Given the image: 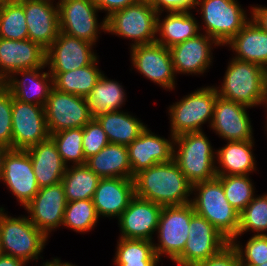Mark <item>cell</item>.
<instances>
[{"label": "cell", "instance_id": "obj_37", "mask_svg": "<svg viewBox=\"0 0 267 266\" xmlns=\"http://www.w3.org/2000/svg\"><path fill=\"white\" fill-rule=\"evenodd\" d=\"M266 235L267 231V193L255 195L254 199L239 213V228L236 237L247 232Z\"/></svg>", "mask_w": 267, "mask_h": 266}, {"label": "cell", "instance_id": "obj_19", "mask_svg": "<svg viewBox=\"0 0 267 266\" xmlns=\"http://www.w3.org/2000/svg\"><path fill=\"white\" fill-rule=\"evenodd\" d=\"M163 206L136 195L117 218L120 238L154 240Z\"/></svg>", "mask_w": 267, "mask_h": 266}, {"label": "cell", "instance_id": "obj_53", "mask_svg": "<svg viewBox=\"0 0 267 266\" xmlns=\"http://www.w3.org/2000/svg\"><path fill=\"white\" fill-rule=\"evenodd\" d=\"M62 266H77V265H75V264H72V262L71 263H69V262H62Z\"/></svg>", "mask_w": 267, "mask_h": 266}, {"label": "cell", "instance_id": "obj_10", "mask_svg": "<svg viewBox=\"0 0 267 266\" xmlns=\"http://www.w3.org/2000/svg\"><path fill=\"white\" fill-rule=\"evenodd\" d=\"M57 4L60 32L96 46L100 33H106V19L98 22L100 10L93 0H58Z\"/></svg>", "mask_w": 267, "mask_h": 266}, {"label": "cell", "instance_id": "obj_46", "mask_svg": "<svg viewBox=\"0 0 267 266\" xmlns=\"http://www.w3.org/2000/svg\"><path fill=\"white\" fill-rule=\"evenodd\" d=\"M139 0H93L98 9L105 12V19L112 13L122 10L123 8L132 5Z\"/></svg>", "mask_w": 267, "mask_h": 266}, {"label": "cell", "instance_id": "obj_20", "mask_svg": "<svg viewBox=\"0 0 267 266\" xmlns=\"http://www.w3.org/2000/svg\"><path fill=\"white\" fill-rule=\"evenodd\" d=\"M215 46L220 45L205 33H199L171 47L170 53L176 75H203L212 66L214 59L212 50L216 48Z\"/></svg>", "mask_w": 267, "mask_h": 266}, {"label": "cell", "instance_id": "obj_2", "mask_svg": "<svg viewBox=\"0 0 267 266\" xmlns=\"http://www.w3.org/2000/svg\"><path fill=\"white\" fill-rule=\"evenodd\" d=\"M221 86H215L218 96L251 108L265 106V69L257 64L230 58Z\"/></svg>", "mask_w": 267, "mask_h": 266}, {"label": "cell", "instance_id": "obj_21", "mask_svg": "<svg viewBox=\"0 0 267 266\" xmlns=\"http://www.w3.org/2000/svg\"><path fill=\"white\" fill-rule=\"evenodd\" d=\"M23 4L28 39L45 50L60 32L58 4L52 0H20ZM55 5V6H54Z\"/></svg>", "mask_w": 267, "mask_h": 266}, {"label": "cell", "instance_id": "obj_36", "mask_svg": "<svg viewBox=\"0 0 267 266\" xmlns=\"http://www.w3.org/2000/svg\"><path fill=\"white\" fill-rule=\"evenodd\" d=\"M99 219L92 199L76 200L67 202L62 226L86 234L94 230Z\"/></svg>", "mask_w": 267, "mask_h": 266}, {"label": "cell", "instance_id": "obj_6", "mask_svg": "<svg viewBox=\"0 0 267 266\" xmlns=\"http://www.w3.org/2000/svg\"><path fill=\"white\" fill-rule=\"evenodd\" d=\"M194 9L201 14V24L204 23L199 25L200 31L221 47L251 20L238 0H197Z\"/></svg>", "mask_w": 267, "mask_h": 266}, {"label": "cell", "instance_id": "obj_16", "mask_svg": "<svg viewBox=\"0 0 267 266\" xmlns=\"http://www.w3.org/2000/svg\"><path fill=\"white\" fill-rule=\"evenodd\" d=\"M67 200L62 183L42 187L24 207L29 220L48 238L63 225Z\"/></svg>", "mask_w": 267, "mask_h": 266}, {"label": "cell", "instance_id": "obj_12", "mask_svg": "<svg viewBox=\"0 0 267 266\" xmlns=\"http://www.w3.org/2000/svg\"><path fill=\"white\" fill-rule=\"evenodd\" d=\"M45 116L50 134L65 129L83 128L93 119L85 97L62 92L54 87L45 104Z\"/></svg>", "mask_w": 267, "mask_h": 266}, {"label": "cell", "instance_id": "obj_3", "mask_svg": "<svg viewBox=\"0 0 267 266\" xmlns=\"http://www.w3.org/2000/svg\"><path fill=\"white\" fill-rule=\"evenodd\" d=\"M191 204L195 213L208 220L229 242L237 235L239 212L231 206L221 181L211 180L192 185Z\"/></svg>", "mask_w": 267, "mask_h": 266}, {"label": "cell", "instance_id": "obj_14", "mask_svg": "<svg viewBox=\"0 0 267 266\" xmlns=\"http://www.w3.org/2000/svg\"><path fill=\"white\" fill-rule=\"evenodd\" d=\"M49 137L45 107L12 96V149L26 150Z\"/></svg>", "mask_w": 267, "mask_h": 266}, {"label": "cell", "instance_id": "obj_24", "mask_svg": "<svg viewBox=\"0 0 267 266\" xmlns=\"http://www.w3.org/2000/svg\"><path fill=\"white\" fill-rule=\"evenodd\" d=\"M45 68L47 66L16 71L4 80L2 84L14 98L22 102L45 107L53 87V77L49 71H43ZM19 75L22 79H20Z\"/></svg>", "mask_w": 267, "mask_h": 266}, {"label": "cell", "instance_id": "obj_41", "mask_svg": "<svg viewBox=\"0 0 267 266\" xmlns=\"http://www.w3.org/2000/svg\"><path fill=\"white\" fill-rule=\"evenodd\" d=\"M230 243L238 253L240 266H259L267 262V234H253L245 245L238 240Z\"/></svg>", "mask_w": 267, "mask_h": 266}, {"label": "cell", "instance_id": "obj_44", "mask_svg": "<svg viewBox=\"0 0 267 266\" xmlns=\"http://www.w3.org/2000/svg\"><path fill=\"white\" fill-rule=\"evenodd\" d=\"M197 266H240L236 249L229 243L218 254L208 258Z\"/></svg>", "mask_w": 267, "mask_h": 266}, {"label": "cell", "instance_id": "obj_52", "mask_svg": "<svg viewBox=\"0 0 267 266\" xmlns=\"http://www.w3.org/2000/svg\"><path fill=\"white\" fill-rule=\"evenodd\" d=\"M265 91H266V97H267V67L265 68Z\"/></svg>", "mask_w": 267, "mask_h": 266}, {"label": "cell", "instance_id": "obj_4", "mask_svg": "<svg viewBox=\"0 0 267 266\" xmlns=\"http://www.w3.org/2000/svg\"><path fill=\"white\" fill-rule=\"evenodd\" d=\"M173 159L192 185L216 177V149L203 131L175 137Z\"/></svg>", "mask_w": 267, "mask_h": 266}, {"label": "cell", "instance_id": "obj_55", "mask_svg": "<svg viewBox=\"0 0 267 266\" xmlns=\"http://www.w3.org/2000/svg\"><path fill=\"white\" fill-rule=\"evenodd\" d=\"M266 112H267V110H266ZM266 116H267V115H266ZM266 119H267V118H266ZM265 123H266V125L264 126V128L266 127V128H265V129H266L265 131H267V120H266ZM266 133H267V132H266Z\"/></svg>", "mask_w": 267, "mask_h": 266}, {"label": "cell", "instance_id": "obj_15", "mask_svg": "<svg viewBox=\"0 0 267 266\" xmlns=\"http://www.w3.org/2000/svg\"><path fill=\"white\" fill-rule=\"evenodd\" d=\"M3 182L22 207L39 191L32 160L26 150L9 149L3 161L0 182Z\"/></svg>", "mask_w": 267, "mask_h": 266}, {"label": "cell", "instance_id": "obj_1", "mask_svg": "<svg viewBox=\"0 0 267 266\" xmlns=\"http://www.w3.org/2000/svg\"><path fill=\"white\" fill-rule=\"evenodd\" d=\"M135 195L161 206L191 203L192 184L174 159L143 169L134 175Z\"/></svg>", "mask_w": 267, "mask_h": 266}, {"label": "cell", "instance_id": "obj_25", "mask_svg": "<svg viewBox=\"0 0 267 266\" xmlns=\"http://www.w3.org/2000/svg\"><path fill=\"white\" fill-rule=\"evenodd\" d=\"M135 196L134 180L100 178L92 201L98 217L118 218Z\"/></svg>", "mask_w": 267, "mask_h": 266}, {"label": "cell", "instance_id": "obj_26", "mask_svg": "<svg viewBox=\"0 0 267 266\" xmlns=\"http://www.w3.org/2000/svg\"><path fill=\"white\" fill-rule=\"evenodd\" d=\"M26 151L32 160L39 188L55 185L62 181L67 166L51 137L31 146Z\"/></svg>", "mask_w": 267, "mask_h": 266}, {"label": "cell", "instance_id": "obj_22", "mask_svg": "<svg viewBox=\"0 0 267 266\" xmlns=\"http://www.w3.org/2000/svg\"><path fill=\"white\" fill-rule=\"evenodd\" d=\"M174 136L161 137L148 127L127 146L129 163L132 174L135 175L143 169L158 163H166L173 159Z\"/></svg>", "mask_w": 267, "mask_h": 266}, {"label": "cell", "instance_id": "obj_48", "mask_svg": "<svg viewBox=\"0 0 267 266\" xmlns=\"http://www.w3.org/2000/svg\"><path fill=\"white\" fill-rule=\"evenodd\" d=\"M0 266H27V263L10 255L2 254L0 256Z\"/></svg>", "mask_w": 267, "mask_h": 266}, {"label": "cell", "instance_id": "obj_42", "mask_svg": "<svg viewBox=\"0 0 267 266\" xmlns=\"http://www.w3.org/2000/svg\"><path fill=\"white\" fill-rule=\"evenodd\" d=\"M109 143L105 131L95 118L83 127L82 145L85 160L96 155Z\"/></svg>", "mask_w": 267, "mask_h": 266}, {"label": "cell", "instance_id": "obj_8", "mask_svg": "<svg viewBox=\"0 0 267 266\" xmlns=\"http://www.w3.org/2000/svg\"><path fill=\"white\" fill-rule=\"evenodd\" d=\"M157 11L150 1L139 0L106 18V33L132 40L130 47L156 41Z\"/></svg>", "mask_w": 267, "mask_h": 266}, {"label": "cell", "instance_id": "obj_29", "mask_svg": "<svg viewBox=\"0 0 267 266\" xmlns=\"http://www.w3.org/2000/svg\"><path fill=\"white\" fill-rule=\"evenodd\" d=\"M254 144V140L231 141L218 148L216 175H250L257 171Z\"/></svg>", "mask_w": 267, "mask_h": 266}, {"label": "cell", "instance_id": "obj_54", "mask_svg": "<svg viewBox=\"0 0 267 266\" xmlns=\"http://www.w3.org/2000/svg\"><path fill=\"white\" fill-rule=\"evenodd\" d=\"M3 254L2 247H1V235H0V256Z\"/></svg>", "mask_w": 267, "mask_h": 266}, {"label": "cell", "instance_id": "obj_9", "mask_svg": "<svg viewBox=\"0 0 267 266\" xmlns=\"http://www.w3.org/2000/svg\"><path fill=\"white\" fill-rule=\"evenodd\" d=\"M195 213L191 203L181 206H163L153 240L154 252L174 262L181 254L188 240L189 224Z\"/></svg>", "mask_w": 267, "mask_h": 266}, {"label": "cell", "instance_id": "obj_51", "mask_svg": "<svg viewBox=\"0 0 267 266\" xmlns=\"http://www.w3.org/2000/svg\"><path fill=\"white\" fill-rule=\"evenodd\" d=\"M20 0H0V4H9V3H16L19 2Z\"/></svg>", "mask_w": 267, "mask_h": 266}, {"label": "cell", "instance_id": "obj_11", "mask_svg": "<svg viewBox=\"0 0 267 266\" xmlns=\"http://www.w3.org/2000/svg\"><path fill=\"white\" fill-rule=\"evenodd\" d=\"M230 242L205 218L194 213L188 240L182 254L173 262L178 266H197L218 254Z\"/></svg>", "mask_w": 267, "mask_h": 266}, {"label": "cell", "instance_id": "obj_39", "mask_svg": "<svg viewBox=\"0 0 267 266\" xmlns=\"http://www.w3.org/2000/svg\"><path fill=\"white\" fill-rule=\"evenodd\" d=\"M50 137L55 142L58 152L67 167L86 164L82 145L83 128L61 130L50 134Z\"/></svg>", "mask_w": 267, "mask_h": 266}, {"label": "cell", "instance_id": "obj_38", "mask_svg": "<svg viewBox=\"0 0 267 266\" xmlns=\"http://www.w3.org/2000/svg\"><path fill=\"white\" fill-rule=\"evenodd\" d=\"M225 197L239 213L254 199L255 185L249 175H216Z\"/></svg>", "mask_w": 267, "mask_h": 266}, {"label": "cell", "instance_id": "obj_47", "mask_svg": "<svg viewBox=\"0 0 267 266\" xmlns=\"http://www.w3.org/2000/svg\"><path fill=\"white\" fill-rule=\"evenodd\" d=\"M250 17L263 31L267 32V7L262 5H251Z\"/></svg>", "mask_w": 267, "mask_h": 266}, {"label": "cell", "instance_id": "obj_23", "mask_svg": "<svg viewBox=\"0 0 267 266\" xmlns=\"http://www.w3.org/2000/svg\"><path fill=\"white\" fill-rule=\"evenodd\" d=\"M46 67V50L38 43L27 40L0 38V83L12 73Z\"/></svg>", "mask_w": 267, "mask_h": 266}, {"label": "cell", "instance_id": "obj_34", "mask_svg": "<svg viewBox=\"0 0 267 266\" xmlns=\"http://www.w3.org/2000/svg\"><path fill=\"white\" fill-rule=\"evenodd\" d=\"M113 260L115 266H158L160 262L152 241L120 237Z\"/></svg>", "mask_w": 267, "mask_h": 266}, {"label": "cell", "instance_id": "obj_35", "mask_svg": "<svg viewBox=\"0 0 267 266\" xmlns=\"http://www.w3.org/2000/svg\"><path fill=\"white\" fill-rule=\"evenodd\" d=\"M99 180L86 164L68 166L61 181L67 202L92 199Z\"/></svg>", "mask_w": 267, "mask_h": 266}, {"label": "cell", "instance_id": "obj_50", "mask_svg": "<svg viewBox=\"0 0 267 266\" xmlns=\"http://www.w3.org/2000/svg\"><path fill=\"white\" fill-rule=\"evenodd\" d=\"M42 266H62V261L58 257H54L50 261L43 262Z\"/></svg>", "mask_w": 267, "mask_h": 266}, {"label": "cell", "instance_id": "obj_49", "mask_svg": "<svg viewBox=\"0 0 267 266\" xmlns=\"http://www.w3.org/2000/svg\"><path fill=\"white\" fill-rule=\"evenodd\" d=\"M9 149H10L9 147L0 143V179H1L2 171H3L4 157Z\"/></svg>", "mask_w": 267, "mask_h": 266}, {"label": "cell", "instance_id": "obj_43", "mask_svg": "<svg viewBox=\"0 0 267 266\" xmlns=\"http://www.w3.org/2000/svg\"><path fill=\"white\" fill-rule=\"evenodd\" d=\"M0 143L12 149V95L0 83Z\"/></svg>", "mask_w": 267, "mask_h": 266}, {"label": "cell", "instance_id": "obj_31", "mask_svg": "<svg viewBox=\"0 0 267 266\" xmlns=\"http://www.w3.org/2000/svg\"><path fill=\"white\" fill-rule=\"evenodd\" d=\"M95 119L102 126L110 143L128 146L146 129L139 118L123 110L101 114Z\"/></svg>", "mask_w": 267, "mask_h": 266}, {"label": "cell", "instance_id": "obj_40", "mask_svg": "<svg viewBox=\"0 0 267 266\" xmlns=\"http://www.w3.org/2000/svg\"><path fill=\"white\" fill-rule=\"evenodd\" d=\"M0 38L10 40H27L28 29L23 4H3L0 11Z\"/></svg>", "mask_w": 267, "mask_h": 266}, {"label": "cell", "instance_id": "obj_56", "mask_svg": "<svg viewBox=\"0 0 267 266\" xmlns=\"http://www.w3.org/2000/svg\"><path fill=\"white\" fill-rule=\"evenodd\" d=\"M259 266H267V262H265V263H263V264H261Z\"/></svg>", "mask_w": 267, "mask_h": 266}, {"label": "cell", "instance_id": "obj_28", "mask_svg": "<svg viewBox=\"0 0 267 266\" xmlns=\"http://www.w3.org/2000/svg\"><path fill=\"white\" fill-rule=\"evenodd\" d=\"M164 19L162 13L157 14L156 41L170 49L174 45L183 43L187 39L197 36L200 24L192 11L166 12Z\"/></svg>", "mask_w": 267, "mask_h": 266}, {"label": "cell", "instance_id": "obj_5", "mask_svg": "<svg viewBox=\"0 0 267 266\" xmlns=\"http://www.w3.org/2000/svg\"><path fill=\"white\" fill-rule=\"evenodd\" d=\"M0 207V235L3 254L29 263L41 259L48 237L39 230L28 216L13 217Z\"/></svg>", "mask_w": 267, "mask_h": 266}, {"label": "cell", "instance_id": "obj_18", "mask_svg": "<svg viewBox=\"0 0 267 266\" xmlns=\"http://www.w3.org/2000/svg\"><path fill=\"white\" fill-rule=\"evenodd\" d=\"M248 108L251 109L241 103L217 96L212 120L208 126L227 142L255 140Z\"/></svg>", "mask_w": 267, "mask_h": 266}, {"label": "cell", "instance_id": "obj_7", "mask_svg": "<svg viewBox=\"0 0 267 266\" xmlns=\"http://www.w3.org/2000/svg\"><path fill=\"white\" fill-rule=\"evenodd\" d=\"M217 96L215 86H203L170 105V134L177 137L203 131V124L211 123Z\"/></svg>", "mask_w": 267, "mask_h": 266}, {"label": "cell", "instance_id": "obj_27", "mask_svg": "<svg viewBox=\"0 0 267 266\" xmlns=\"http://www.w3.org/2000/svg\"><path fill=\"white\" fill-rule=\"evenodd\" d=\"M232 58L267 67V32L250 20L226 45Z\"/></svg>", "mask_w": 267, "mask_h": 266}, {"label": "cell", "instance_id": "obj_45", "mask_svg": "<svg viewBox=\"0 0 267 266\" xmlns=\"http://www.w3.org/2000/svg\"><path fill=\"white\" fill-rule=\"evenodd\" d=\"M197 0H150L157 13L184 12L195 8Z\"/></svg>", "mask_w": 267, "mask_h": 266}, {"label": "cell", "instance_id": "obj_32", "mask_svg": "<svg viewBox=\"0 0 267 266\" xmlns=\"http://www.w3.org/2000/svg\"><path fill=\"white\" fill-rule=\"evenodd\" d=\"M121 84L107 78L104 73L102 74L91 93L85 97L93 118L104 113L121 110L127 100L126 90Z\"/></svg>", "mask_w": 267, "mask_h": 266}, {"label": "cell", "instance_id": "obj_17", "mask_svg": "<svg viewBox=\"0 0 267 266\" xmlns=\"http://www.w3.org/2000/svg\"><path fill=\"white\" fill-rule=\"evenodd\" d=\"M94 44L59 32L46 49V66L49 72H68L92 64L97 58Z\"/></svg>", "mask_w": 267, "mask_h": 266}, {"label": "cell", "instance_id": "obj_13", "mask_svg": "<svg viewBox=\"0 0 267 266\" xmlns=\"http://www.w3.org/2000/svg\"><path fill=\"white\" fill-rule=\"evenodd\" d=\"M130 55L131 66L137 72L166 91L175 90L178 75L174 70L170 49L154 42L132 46Z\"/></svg>", "mask_w": 267, "mask_h": 266}, {"label": "cell", "instance_id": "obj_30", "mask_svg": "<svg viewBox=\"0 0 267 266\" xmlns=\"http://www.w3.org/2000/svg\"><path fill=\"white\" fill-rule=\"evenodd\" d=\"M86 165L100 178H134L126 145L109 143L88 158Z\"/></svg>", "mask_w": 267, "mask_h": 266}, {"label": "cell", "instance_id": "obj_33", "mask_svg": "<svg viewBox=\"0 0 267 266\" xmlns=\"http://www.w3.org/2000/svg\"><path fill=\"white\" fill-rule=\"evenodd\" d=\"M99 57L90 65L68 72H50L53 87L66 93L86 97L104 72L99 70Z\"/></svg>", "mask_w": 267, "mask_h": 266}]
</instances>
